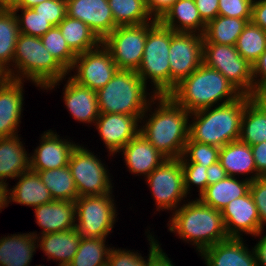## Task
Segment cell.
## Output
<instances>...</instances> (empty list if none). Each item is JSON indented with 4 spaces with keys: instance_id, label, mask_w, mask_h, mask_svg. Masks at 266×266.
Instances as JSON below:
<instances>
[{
    "instance_id": "1",
    "label": "cell",
    "mask_w": 266,
    "mask_h": 266,
    "mask_svg": "<svg viewBox=\"0 0 266 266\" xmlns=\"http://www.w3.org/2000/svg\"><path fill=\"white\" fill-rule=\"evenodd\" d=\"M189 128L190 112L169 95H156L140 118L139 133L166 158H181Z\"/></svg>"
},
{
    "instance_id": "2",
    "label": "cell",
    "mask_w": 266,
    "mask_h": 266,
    "mask_svg": "<svg viewBox=\"0 0 266 266\" xmlns=\"http://www.w3.org/2000/svg\"><path fill=\"white\" fill-rule=\"evenodd\" d=\"M168 219V231L192 245L198 255L228 239L221 211L203 204L198 198L184 202Z\"/></svg>"
},
{
    "instance_id": "3",
    "label": "cell",
    "mask_w": 266,
    "mask_h": 266,
    "mask_svg": "<svg viewBox=\"0 0 266 266\" xmlns=\"http://www.w3.org/2000/svg\"><path fill=\"white\" fill-rule=\"evenodd\" d=\"M168 95L192 113L232 102L242 94L218 70L202 63Z\"/></svg>"
},
{
    "instance_id": "4",
    "label": "cell",
    "mask_w": 266,
    "mask_h": 266,
    "mask_svg": "<svg viewBox=\"0 0 266 266\" xmlns=\"http://www.w3.org/2000/svg\"><path fill=\"white\" fill-rule=\"evenodd\" d=\"M250 96L190 113L189 137L198 143L223 147L239 140L241 119Z\"/></svg>"
},
{
    "instance_id": "5",
    "label": "cell",
    "mask_w": 266,
    "mask_h": 266,
    "mask_svg": "<svg viewBox=\"0 0 266 266\" xmlns=\"http://www.w3.org/2000/svg\"><path fill=\"white\" fill-rule=\"evenodd\" d=\"M68 72L47 51L40 37L20 33L15 46L12 70L7 78L29 81L38 90L63 79Z\"/></svg>"
},
{
    "instance_id": "6",
    "label": "cell",
    "mask_w": 266,
    "mask_h": 266,
    "mask_svg": "<svg viewBox=\"0 0 266 266\" xmlns=\"http://www.w3.org/2000/svg\"><path fill=\"white\" fill-rule=\"evenodd\" d=\"M148 89L149 84L146 85L136 71L118 70L104 87L96 91L99 112L142 116L156 96Z\"/></svg>"
},
{
    "instance_id": "7",
    "label": "cell",
    "mask_w": 266,
    "mask_h": 266,
    "mask_svg": "<svg viewBox=\"0 0 266 266\" xmlns=\"http://www.w3.org/2000/svg\"><path fill=\"white\" fill-rule=\"evenodd\" d=\"M170 44L171 29L159 20L149 22L144 54L136 72L146 85L150 82V90L156 95L170 93Z\"/></svg>"
},
{
    "instance_id": "8",
    "label": "cell",
    "mask_w": 266,
    "mask_h": 266,
    "mask_svg": "<svg viewBox=\"0 0 266 266\" xmlns=\"http://www.w3.org/2000/svg\"><path fill=\"white\" fill-rule=\"evenodd\" d=\"M115 202L113 192L78 197L75 201V228L78 233L86 238H108L118 222Z\"/></svg>"
},
{
    "instance_id": "9",
    "label": "cell",
    "mask_w": 266,
    "mask_h": 266,
    "mask_svg": "<svg viewBox=\"0 0 266 266\" xmlns=\"http://www.w3.org/2000/svg\"><path fill=\"white\" fill-rule=\"evenodd\" d=\"M99 158L82 143L72 151L69 168L76 184L78 197L103 195L114 192L113 176L104 159Z\"/></svg>"
},
{
    "instance_id": "10",
    "label": "cell",
    "mask_w": 266,
    "mask_h": 266,
    "mask_svg": "<svg viewBox=\"0 0 266 266\" xmlns=\"http://www.w3.org/2000/svg\"><path fill=\"white\" fill-rule=\"evenodd\" d=\"M144 180L155 202V214L164 210L172 214L189 200L184 188V173L180 158L165 159Z\"/></svg>"
},
{
    "instance_id": "11",
    "label": "cell",
    "mask_w": 266,
    "mask_h": 266,
    "mask_svg": "<svg viewBox=\"0 0 266 266\" xmlns=\"http://www.w3.org/2000/svg\"><path fill=\"white\" fill-rule=\"evenodd\" d=\"M203 63L218 70L242 95H252V65L235 46L203 43Z\"/></svg>"
},
{
    "instance_id": "12",
    "label": "cell",
    "mask_w": 266,
    "mask_h": 266,
    "mask_svg": "<svg viewBox=\"0 0 266 266\" xmlns=\"http://www.w3.org/2000/svg\"><path fill=\"white\" fill-rule=\"evenodd\" d=\"M149 31V22L139 25L117 26L102 44L111 53L112 59L119 70L137 71Z\"/></svg>"
},
{
    "instance_id": "13",
    "label": "cell",
    "mask_w": 266,
    "mask_h": 266,
    "mask_svg": "<svg viewBox=\"0 0 266 266\" xmlns=\"http://www.w3.org/2000/svg\"><path fill=\"white\" fill-rule=\"evenodd\" d=\"M204 36L171 30L170 92L203 63Z\"/></svg>"
},
{
    "instance_id": "14",
    "label": "cell",
    "mask_w": 266,
    "mask_h": 266,
    "mask_svg": "<svg viewBox=\"0 0 266 266\" xmlns=\"http://www.w3.org/2000/svg\"><path fill=\"white\" fill-rule=\"evenodd\" d=\"M118 70L111 53L101 43L97 48L77 55L68 76L76 83L97 91L104 87Z\"/></svg>"
},
{
    "instance_id": "15",
    "label": "cell",
    "mask_w": 266,
    "mask_h": 266,
    "mask_svg": "<svg viewBox=\"0 0 266 266\" xmlns=\"http://www.w3.org/2000/svg\"><path fill=\"white\" fill-rule=\"evenodd\" d=\"M67 79V80H66ZM65 82L62 94L64 106L72 118L78 122L88 124L86 126H94L100 115L97 101V93L89 87L82 86L73 81L68 75L63 79L50 83L44 90L57 89L60 83ZM90 124V125H89Z\"/></svg>"
},
{
    "instance_id": "16",
    "label": "cell",
    "mask_w": 266,
    "mask_h": 266,
    "mask_svg": "<svg viewBox=\"0 0 266 266\" xmlns=\"http://www.w3.org/2000/svg\"><path fill=\"white\" fill-rule=\"evenodd\" d=\"M140 118L141 116L100 113L94 128L107 150L108 157L115 158L114 156L139 133Z\"/></svg>"
},
{
    "instance_id": "17",
    "label": "cell",
    "mask_w": 266,
    "mask_h": 266,
    "mask_svg": "<svg viewBox=\"0 0 266 266\" xmlns=\"http://www.w3.org/2000/svg\"><path fill=\"white\" fill-rule=\"evenodd\" d=\"M60 135L52 129L40 135L36 149L29 153L30 170H50L68 166L71 153L79 143Z\"/></svg>"
},
{
    "instance_id": "18",
    "label": "cell",
    "mask_w": 266,
    "mask_h": 266,
    "mask_svg": "<svg viewBox=\"0 0 266 266\" xmlns=\"http://www.w3.org/2000/svg\"><path fill=\"white\" fill-rule=\"evenodd\" d=\"M221 213L228 238H243L245 235L254 237L262 229L250 191L228 203Z\"/></svg>"
},
{
    "instance_id": "19",
    "label": "cell",
    "mask_w": 266,
    "mask_h": 266,
    "mask_svg": "<svg viewBox=\"0 0 266 266\" xmlns=\"http://www.w3.org/2000/svg\"><path fill=\"white\" fill-rule=\"evenodd\" d=\"M24 82L6 78L0 82V138L18 135L24 111Z\"/></svg>"
},
{
    "instance_id": "20",
    "label": "cell",
    "mask_w": 266,
    "mask_h": 266,
    "mask_svg": "<svg viewBox=\"0 0 266 266\" xmlns=\"http://www.w3.org/2000/svg\"><path fill=\"white\" fill-rule=\"evenodd\" d=\"M66 13L84 22L101 41L116 28L108 0H66Z\"/></svg>"
},
{
    "instance_id": "21",
    "label": "cell",
    "mask_w": 266,
    "mask_h": 266,
    "mask_svg": "<svg viewBox=\"0 0 266 266\" xmlns=\"http://www.w3.org/2000/svg\"><path fill=\"white\" fill-rule=\"evenodd\" d=\"M243 238H228L203 250L199 256L206 266H257L253 247Z\"/></svg>"
},
{
    "instance_id": "22",
    "label": "cell",
    "mask_w": 266,
    "mask_h": 266,
    "mask_svg": "<svg viewBox=\"0 0 266 266\" xmlns=\"http://www.w3.org/2000/svg\"><path fill=\"white\" fill-rule=\"evenodd\" d=\"M120 153L127 171L144 179L167 159L140 133L129 141L118 155Z\"/></svg>"
},
{
    "instance_id": "23",
    "label": "cell",
    "mask_w": 266,
    "mask_h": 266,
    "mask_svg": "<svg viewBox=\"0 0 266 266\" xmlns=\"http://www.w3.org/2000/svg\"><path fill=\"white\" fill-rule=\"evenodd\" d=\"M33 211L36 217L35 222L42 229L39 233L36 230L31 232L36 237L75 228V202L52 200L34 208Z\"/></svg>"
},
{
    "instance_id": "24",
    "label": "cell",
    "mask_w": 266,
    "mask_h": 266,
    "mask_svg": "<svg viewBox=\"0 0 266 266\" xmlns=\"http://www.w3.org/2000/svg\"><path fill=\"white\" fill-rule=\"evenodd\" d=\"M81 235L76 228L61 232L37 235V248L47 256V261H56L58 266H68L76 254Z\"/></svg>"
},
{
    "instance_id": "25",
    "label": "cell",
    "mask_w": 266,
    "mask_h": 266,
    "mask_svg": "<svg viewBox=\"0 0 266 266\" xmlns=\"http://www.w3.org/2000/svg\"><path fill=\"white\" fill-rule=\"evenodd\" d=\"M219 162L228 176H240L251 182L257 179L251 146L240 140L232 141L220 148Z\"/></svg>"
},
{
    "instance_id": "26",
    "label": "cell",
    "mask_w": 266,
    "mask_h": 266,
    "mask_svg": "<svg viewBox=\"0 0 266 266\" xmlns=\"http://www.w3.org/2000/svg\"><path fill=\"white\" fill-rule=\"evenodd\" d=\"M20 135L0 138V181L4 183L9 184L8 179H16L30 170L29 152Z\"/></svg>"
},
{
    "instance_id": "27",
    "label": "cell",
    "mask_w": 266,
    "mask_h": 266,
    "mask_svg": "<svg viewBox=\"0 0 266 266\" xmlns=\"http://www.w3.org/2000/svg\"><path fill=\"white\" fill-rule=\"evenodd\" d=\"M36 249L37 239L31 231L3 235L0 237V266H31Z\"/></svg>"
},
{
    "instance_id": "28",
    "label": "cell",
    "mask_w": 266,
    "mask_h": 266,
    "mask_svg": "<svg viewBox=\"0 0 266 266\" xmlns=\"http://www.w3.org/2000/svg\"><path fill=\"white\" fill-rule=\"evenodd\" d=\"M14 181H17L15 186L9 184L11 205L13 202L22 206L36 208L53 200L50 191L41 181L37 172L29 170L19 175Z\"/></svg>"
},
{
    "instance_id": "29",
    "label": "cell",
    "mask_w": 266,
    "mask_h": 266,
    "mask_svg": "<svg viewBox=\"0 0 266 266\" xmlns=\"http://www.w3.org/2000/svg\"><path fill=\"white\" fill-rule=\"evenodd\" d=\"M159 21L174 32L203 35L206 29L194 0H177Z\"/></svg>"
},
{
    "instance_id": "30",
    "label": "cell",
    "mask_w": 266,
    "mask_h": 266,
    "mask_svg": "<svg viewBox=\"0 0 266 266\" xmlns=\"http://www.w3.org/2000/svg\"><path fill=\"white\" fill-rule=\"evenodd\" d=\"M251 181L240 177L227 176L225 179L207 186L198 198L203 204L221 211L235 198L250 191Z\"/></svg>"
},
{
    "instance_id": "31",
    "label": "cell",
    "mask_w": 266,
    "mask_h": 266,
    "mask_svg": "<svg viewBox=\"0 0 266 266\" xmlns=\"http://www.w3.org/2000/svg\"><path fill=\"white\" fill-rule=\"evenodd\" d=\"M58 27L68 46L76 55L97 48L102 43L90 27L81 20L66 15Z\"/></svg>"
},
{
    "instance_id": "32",
    "label": "cell",
    "mask_w": 266,
    "mask_h": 266,
    "mask_svg": "<svg viewBox=\"0 0 266 266\" xmlns=\"http://www.w3.org/2000/svg\"><path fill=\"white\" fill-rule=\"evenodd\" d=\"M248 22L246 19L217 15L206 25L203 43L235 46Z\"/></svg>"
},
{
    "instance_id": "33",
    "label": "cell",
    "mask_w": 266,
    "mask_h": 266,
    "mask_svg": "<svg viewBox=\"0 0 266 266\" xmlns=\"http://www.w3.org/2000/svg\"><path fill=\"white\" fill-rule=\"evenodd\" d=\"M37 172L41 181L50 191L53 200L75 202L78 192L69 166L50 170H31Z\"/></svg>"
},
{
    "instance_id": "34",
    "label": "cell",
    "mask_w": 266,
    "mask_h": 266,
    "mask_svg": "<svg viewBox=\"0 0 266 266\" xmlns=\"http://www.w3.org/2000/svg\"><path fill=\"white\" fill-rule=\"evenodd\" d=\"M20 30L13 10H0V68L8 74Z\"/></svg>"
},
{
    "instance_id": "35",
    "label": "cell",
    "mask_w": 266,
    "mask_h": 266,
    "mask_svg": "<svg viewBox=\"0 0 266 266\" xmlns=\"http://www.w3.org/2000/svg\"><path fill=\"white\" fill-rule=\"evenodd\" d=\"M239 140L250 146L266 141V113L252 100L244 107Z\"/></svg>"
},
{
    "instance_id": "36",
    "label": "cell",
    "mask_w": 266,
    "mask_h": 266,
    "mask_svg": "<svg viewBox=\"0 0 266 266\" xmlns=\"http://www.w3.org/2000/svg\"><path fill=\"white\" fill-rule=\"evenodd\" d=\"M108 2L116 27L155 21L146 7V0H108Z\"/></svg>"
},
{
    "instance_id": "37",
    "label": "cell",
    "mask_w": 266,
    "mask_h": 266,
    "mask_svg": "<svg viewBox=\"0 0 266 266\" xmlns=\"http://www.w3.org/2000/svg\"><path fill=\"white\" fill-rule=\"evenodd\" d=\"M106 240L81 237L78 250L68 266H107L112 246Z\"/></svg>"
},
{
    "instance_id": "38",
    "label": "cell",
    "mask_w": 266,
    "mask_h": 266,
    "mask_svg": "<svg viewBox=\"0 0 266 266\" xmlns=\"http://www.w3.org/2000/svg\"><path fill=\"white\" fill-rule=\"evenodd\" d=\"M145 233L149 243L148 245H150L148 246V256L143 257L140 251L137 252L119 247L117 249L115 246H112L108 256L107 266H148L150 258L161 248L162 243L155 238L154 231L150 232L147 228Z\"/></svg>"
},
{
    "instance_id": "39",
    "label": "cell",
    "mask_w": 266,
    "mask_h": 266,
    "mask_svg": "<svg viewBox=\"0 0 266 266\" xmlns=\"http://www.w3.org/2000/svg\"><path fill=\"white\" fill-rule=\"evenodd\" d=\"M239 54L251 65L266 49V31L248 22L235 45Z\"/></svg>"
},
{
    "instance_id": "40",
    "label": "cell",
    "mask_w": 266,
    "mask_h": 266,
    "mask_svg": "<svg viewBox=\"0 0 266 266\" xmlns=\"http://www.w3.org/2000/svg\"><path fill=\"white\" fill-rule=\"evenodd\" d=\"M40 39L47 51L68 72L77 55L68 46L59 27H52Z\"/></svg>"
},
{
    "instance_id": "41",
    "label": "cell",
    "mask_w": 266,
    "mask_h": 266,
    "mask_svg": "<svg viewBox=\"0 0 266 266\" xmlns=\"http://www.w3.org/2000/svg\"><path fill=\"white\" fill-rule=\"evenodd\" d=\"M220 147L193 141L190 137L185 144L181 163H196L204 167L219 161Z\"/></svg>"
},
{
    "instance_id": "42",
    "label": "cell",
    "mask_w": 266,
    "mask_h": 266,
    "mask_svg": "<svg viewBox=\"0 0 266 266\" xmlns=\"http://www.w3.org/2000/svg\"><path fill=\"white\" fill-rule=\"evenodd\" d=\"M20 33L42 37L53 26L32 8H14ZM21 13V14H20Z\"/></svg>"
},
{
    "instance_id": "43",
    "label": "cell",
    "mask_w": 266,
    "mask_h": 266,
    "mask_svg": "<svg viewBox=\"0 0 266 266\" xmlns=\"http://www.w3.org/2000/svg\"><path fill=\"white\" fill-rule=\"evenodd\" d=\"M183 173H184V188L188 198H191L192 187H197L198 196H200L208 186L207 180V169L200 164L196 163H181Z\"/></svg>"
},
{
    "instance_id": "44",
    "label": "cell",
    "mask_w": 266,
    "mask_h": 266,
    "mask_svg": "<svg viewBox=\"0 0 266 266\" xmlns=\"http://www.w3.org/2000/svg\"><path fill=\"white\" fill-rule=\"evenodd\" d=\"M253 0H219V16L252 19Z\"/></svg>"
},
{
    "instance_id": "45",
    "label": "cell",
    "mask_w": 266,
    "mask_h": 266,
    "mask_svg": "<svg viewBox=\"0 0 266 266\" xmlns=\"http://www.w3.org/2000/svg\"><path fill=\"white\" fill-rule=\"evenodd\" d=\"M53 27L66 17V0H46L32 8Z\"/></svg>"
},
{
    "instance_id": "46",
    "label": "cell",
    "mask_w": 266,
    "mask_h": 266,
    "mask_svg": "<svg viewBox=\"0 0 266 266\" xmlns=\"http://www.w3.org/2000/svg\"><path fill=\"white\" fill-rule=\"evenodd\" d=\"M250 193L258 209L261 228L266 229V177H258L252 181Z\"/></svg>"
},
{
    "instance_id": "47",
    "label": "cell",
    "mask_w": 266,
    "mask_h": 266,
    "mask_svg": "<svg viewBox=\"0 0 266 266\" xmlns=\"http://www.w3.org/2000/svg\"><path fill=\"white\" fill-rule=\"evenodd\" d=\"M199 15L207 25L217 15L219 10V0H194Z\"/></svg>"
},
{
    "instance_id": "48",
    "label": "cell",
    "mask_w": 266,
    "mask_h": 266,
    "mask_svg": "<svg viewBox=\"0 0 266 266\" xmlns=\"http://www.w3.org/2000/svg\"><path fill=\"white\" fill-rule=\"evenodd\" d=\"M253 90L266 84V49L252 64Z\"/></svg>"
},
{
    "instance_id": "49",
    "label": "cell",
    "mask_w": 266,
    "mask_h": 266,
    "mask_svg": "<svg viewBox=\"0 0 266 266\" xmlns=\"http://www.w3.org/2000/svg\"><path fill=\"white\" fill-rule=\"evenodd\" d=\"M257 178L266 177V141L251 146Z\"/></svg>"
},
{
    "instance_id": "50",
    "label": "cell",
    "mask_w": 266,
    "mask_h": 266,
    "mask_svg": "<svg viewBox=\"0 0 266 266\" xmlns=\"http://www.w3.org/2000/svg\"><path fill=\"white\" fill-rule=\"evenodd\" d=\"M177 0H146V7L154 20H160Z\"/></svg>"
},
{
    "instance_id": "51",
    "label": "cell",
    "mask_w": 266,
    "mask_h": 266,
    "mask_svg": "<svg viewBox=\"0 0 266 266\" xmlns=\"http://www.w3.org/2000/svg\"><path fill=\"white\" fill-rule=\"evenodd\" d=\"M251 21L266 31V1L253 0Z\"/></svg>"
},
{
    "instance_id": "52",
    "label": "cell",
    "mask_w": 266,
    "mask_h": 266,
    "mask_svg": "<svg viewBox=\"0 0 266 266\" xmlns=\"http://www.w3.org/2000/svg\"><path fill=\"white\" fill-rule=\"evenodd\" d=\"M257 237H259L258 241H256V244L253 246L257 266H266V229H261L253 238Z\"/></svg>"
},
{
    "instance_id": "53",
    "label": "cell",
    "mask_w": 266,
    "mask_h": 266,
    "mask_svg": "<svg viewBox=\"0 0 266 266\" xmlns=\"http://www.w3.org/2000/svg\"><path fill=\"white\" fill-rule=\"evenodd\" d=\"M206 173H207L208 186L215 184L225 179L228 176L219 161L210 165Z\"/></svg>"
},
{
    "instance_id": "54",
    "label": "cell",
    "mask_w": 266,
    "mask_h": 266,
    "mask_svg": "<svg viewBox=\"0 0 266 266\" xmlns=\"http://www.w3.org/2000/svg\"><path fill=\"white\" fill-rule=\"evenodd\" d=\"M162 247L150 258L148 266H175Z\"/></svg>"
},
{
    "instance_id": "55",
    "label": "cell",
    "mask_w": 266,
    "mask_h": 266,
    "mask_svg": "<svg viewBox=\"0 0 266 266\" xmlns=\"http://www.w3.org/2000/svg\"><path fill=\"white\" fill-rule=\"evenodd\" d=\"M250 97L266 113V84L255 88Z\"/></svg>"
},
{
    "instance_id": "56",
    "label": "cell",
    "mask_w": 266,
    "mask_h": 266,
    "mask_svg": "<svg viewBox=\"0 0 266 266\" xmlns=\"http://www.w3.org/2000/svg\"><path fill=\"white\" fill-rule=\"evenodd\" d=\"M8 183L0 181V213L2 210L10 206V187Z\"/></svg>"
},
{
    "instance_id": "57",
    "label": "cell",
    "mask_w": 266,
    "mask_h": 266,
    "mask_svg": "<svg viewBox=\"0 0 266 266\" xmlns=\"http://www.w3.org/2000/svg\"><path fill=\"white\" fill-rule=\"evenodd\" d=\"M18 3L19 0H0V10H13Z\"/></svg>"
},
{
    "instance_id": "58",
    "label": "cell",
    "mask_w": 266,
    "mask_h": 266,
    "mask_svg": "<svg viewBox=\"0 0 266 266\" xmlns=\"http://www.w3.org/2000/svg\"><path fill=\"white\" fill-rule=\"evenodd\" d=\"M46 0H19L16 8H33Z\"/></svg>"
},
{
    "instance_id": "59",
    "label": "cell",
    "mask_w": 266,
    "mask_h": 266,
    "mask_svg": "<svg viewBox=\"0 0 266 266\" xmlns=\"http://www.w3.org/2000/svg\"><path fill=\"white\" fill-rule=\"evenodd\" d=\"M0 77H7V74L0 68Z\"/></svg>"
},
{
    "instance_id": "60",
    "label": "cell",
    "mask_w": 266,
    "mask_h": 266,
    "mask_svg": "<svg viewBox=\"0 0 266 266\" xmlns=\"http://www.w3.org/2000/svg\"><path fill=\"white\" fill-rule=\"evenodd\" d=\"M7 77H0V82L4 81Z\"/></svg>"
}]
</instances>
